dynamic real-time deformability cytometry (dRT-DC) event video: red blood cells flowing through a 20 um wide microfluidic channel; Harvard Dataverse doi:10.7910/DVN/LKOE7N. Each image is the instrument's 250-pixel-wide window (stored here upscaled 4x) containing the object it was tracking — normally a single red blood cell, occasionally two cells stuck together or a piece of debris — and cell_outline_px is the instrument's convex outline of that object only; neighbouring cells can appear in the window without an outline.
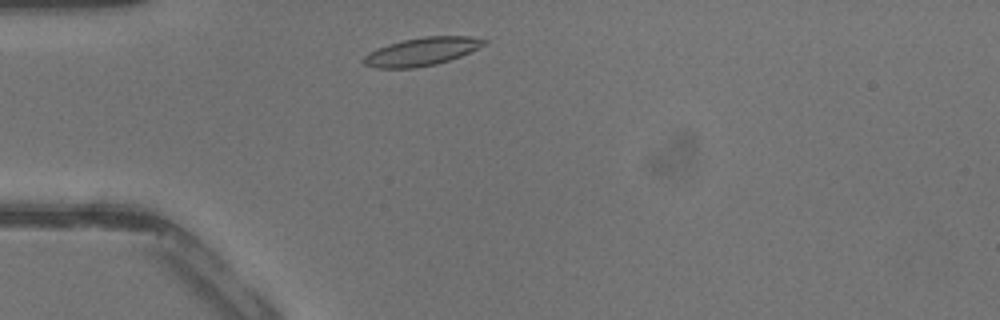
{"species": "common noctule bat (a hibernating species)", "species_latin": "Nyctalus noctula", "temperature_condition": "warm", "stored_images_in_passage": 32, "camera_frame_rate_fps": 3000, "um_per_image_px": 0.085, "animal": {"sex": "male", "body_mass_g": 13.3}, "frame": {"image": 1, "passage_image": 2, "time_ms": 0.333, "image_size_px": [1000, 320], "cell_outline_px": [[488, 44], [460, 56], [436, 64], [412, 68], [376, 68], [364, 64], [360, 60], [368, 52], [376, 48], [388, 44], [404, 40], [424, 36], [468, 36], [488, 40]], "centroid_in_image_um": [35.83, 4.38], "position_along_channel_um": 49.2, "area_um2": 19.77}}
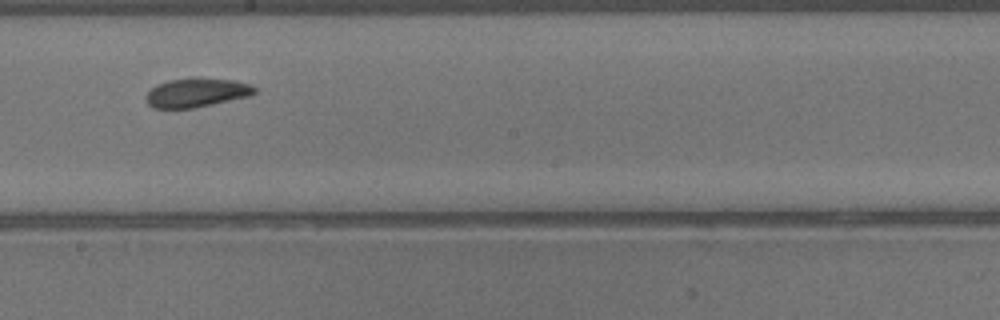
{"frame": {"image": 2, "passage_image": 14, "time_ms": 4.333, "image_size_px": [1000, 320], "cell_outline_px": [[256, 92], [248, 96], [212, 104], [192, 108], [152, 108], [148, 104], [148, 92], [156, 84], [168, 80], [192, 76], [200, 76], [236, 80], [252, 84], [256, 88]], "centroid_in_image_um": [16.74, 7.83], "position_along_channel_um": 231.5, "area_um2": 18.67}}
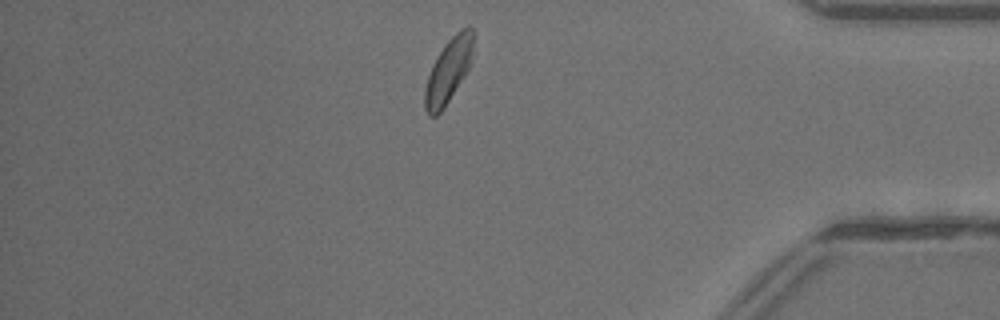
{"frame": {"image": 3, "passage_image": 26, "time_ms": 8.333, "image_size_px": [1000, 320], "cell_outline_px": [[472, 56], [468, 68], [464, 76], [444, 108], [436, 116], [428, 116], [424, 108], [424, 92], [428, 76], [432, 64], [436, 56], [444, 44], [460, 28], [468, 24], [472, 28]], "centroid_in_image_um": [38.09, 6.0], "position_along_channel_um": 397.1, "area_um2": 18.09}}